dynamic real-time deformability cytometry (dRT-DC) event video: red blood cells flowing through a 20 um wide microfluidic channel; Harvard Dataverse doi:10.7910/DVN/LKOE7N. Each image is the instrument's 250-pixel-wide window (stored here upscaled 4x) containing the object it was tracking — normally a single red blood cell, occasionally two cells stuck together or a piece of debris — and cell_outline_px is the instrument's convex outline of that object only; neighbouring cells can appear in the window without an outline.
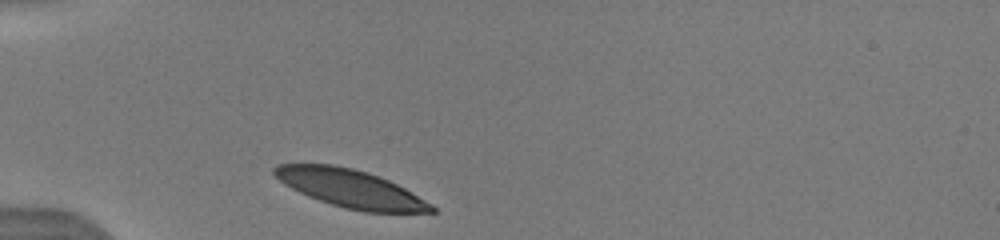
{"species": "human", "species_latin": "Homo sapiens", "temperature_condition": "warm", "stored_images_in_passage": 1, "camera_frame_rate_fps": 3000, "um_per_image_px": 0.085, "donor": {"sex": "male"}, "frame": {"image": 1, "passage_image": 1, "time_ms": 0.0, "image_size_px": [1000, 240], "cell_outline_px": [[436, 212], [364, 212], [344, 208], [308, 196], [284, 184], [272, 172], [272, 168], [276, 164], [332, 164], [352, 168], [368, 172], [380, 176], [404, 188], [432, 204], [436, 208]], "centroid_in_image_um": [29.79, 16.02], "position_along_channel_um": 55.2, "area_um2": 34.51}}